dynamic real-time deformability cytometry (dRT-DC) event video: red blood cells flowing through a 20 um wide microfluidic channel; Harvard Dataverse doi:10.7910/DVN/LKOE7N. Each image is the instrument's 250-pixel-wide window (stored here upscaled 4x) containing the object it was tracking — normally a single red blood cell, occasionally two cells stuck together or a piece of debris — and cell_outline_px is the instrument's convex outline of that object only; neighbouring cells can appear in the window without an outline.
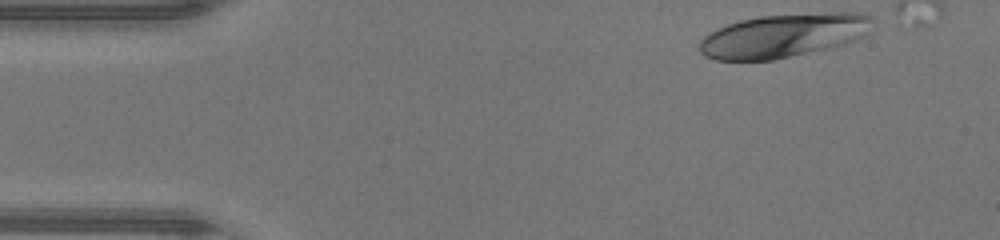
{"species": "human", "species_latin": "Homo sapiens", "temperature_condition": "warm", "stored_images_in_passage": 36, "camera_frame_rate_fps": 3000, "um_per_image_px": 0.085, "donor": {"sex": "male"}, "frame": {"image": 1, "passage_image": 1, "time_ms": 0.0, "image_size_px": [1000, 240], "cell_outline_px": [[876, 20], [864, 36], [856, 40], [832, 48], [772, 60], [716, 60], [704, 56], [700, 52], [700, 40], [708, 32], [716, 28], [740, 20], [760, 16], [824, 12], [860, 12], [872, 16]], "centroid_in_image_um": [66.64, 3.01], "position_along_channel_um": 18.4, "area_um2": 44.62}}
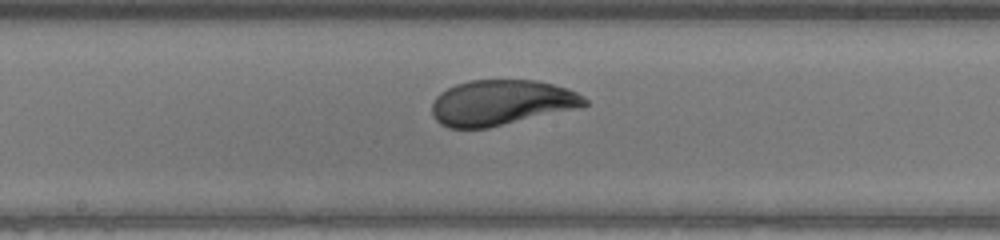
{"frame": {"image": 2, "passage_image": 20, "time_ms": 6.333, "image_size_px": [1000, 240], "cell_outline_px": [[588, 104], [576, 108], [488, 128], [448, 128], [440, 124], [432, 116], [432, 104], [436, 96], [440, 92], [456, 84], [472, 80], [536, 80], [568, 88], [584, 96], [588, 100]], "centroid_in_image_um": [42.59, 8.72], "position_along_channel_um": 205.6, "area_um2": 40.29}}
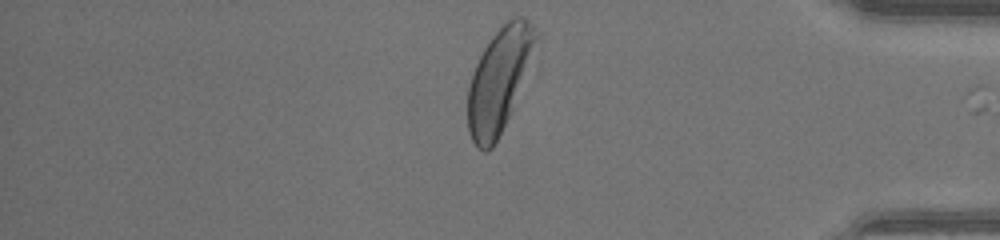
{"frame": {"image": 3, "passage_image": 35, "time_ms": 11.333, "image_size_px": [1000, 240], "cell_outline_px": [[540, 36], [508, 116], [492, 148], [484, 152], [476, 148], [468, 132], [468, 88], [472, 72], [484, 48], [492, 36], [512, 16], [524, 16], [540, 32]], "centroid_in_image_um": [42.42, 6.75], "position_along_channel_um": 392.8, "area_um2": 40.4}, "authors_computed_cell_mechanics": {"area_um2": 41.0958, "velocity_mm_per_s": 4.375, "shape_relaxation_time_tau1_ms": 3.424, "shape_relaxation_time_tau2_ms": null, "deformation_change_tau1": 0.1989, "deformation_change_tau2": null}}